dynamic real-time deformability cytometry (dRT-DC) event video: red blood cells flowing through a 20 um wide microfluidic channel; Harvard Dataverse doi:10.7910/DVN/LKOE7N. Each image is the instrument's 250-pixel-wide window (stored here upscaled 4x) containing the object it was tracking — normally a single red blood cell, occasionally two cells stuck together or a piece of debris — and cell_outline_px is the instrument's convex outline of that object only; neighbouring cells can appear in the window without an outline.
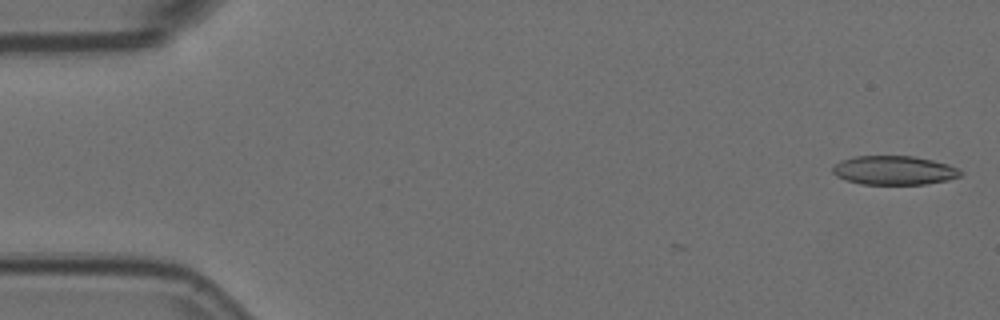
{"species": "Egyptian fruit bat (a non-hibernating species)", "species_latin": "Rousettus aegyptiacus", "temperature_condition": "room temperature", "stored_images_in_passage": 2, "camera_frame_rate_fps": 3000, "um_per_image_px": 0.085, "animal": {"sex": "female"}, "frame": {"image": 1, "passage_image": 2, "time_ms": 0.333, "image_size_px": [1000, 320], "cell_outline_px": [[964, 172], [960, 176], [948, 180], [924, 184], [860, 184], [836, 176], [832, 172], [832, 168], [840, 160], [852, 156], [912, 156], [932, 160], [948, 164], [960, 168]], "centroid_in_image_um": [76.01, 14.47], "position_along_channel_um": 9.0, "area_um2": 21.68}}